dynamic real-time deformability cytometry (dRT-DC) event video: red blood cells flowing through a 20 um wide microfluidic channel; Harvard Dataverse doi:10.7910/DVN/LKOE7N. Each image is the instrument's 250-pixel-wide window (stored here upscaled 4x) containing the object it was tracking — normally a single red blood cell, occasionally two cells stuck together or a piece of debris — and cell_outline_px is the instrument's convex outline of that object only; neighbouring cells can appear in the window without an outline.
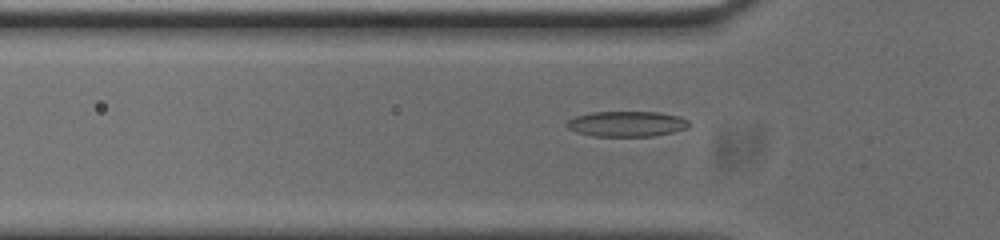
{"species": "common noctule bat (a hibernating species)", "species_latin": "Nyctalus noctula", "temperature_condition": "cold", "stored_images_in_passage": 53, "camera_frame_rate_fps": 3000, "um_per_image_px": 0.085, "animal": {"sex": "male", "body_mass_g": 20.0, "forearm_length_mm": 53.3}, "frame": {"image": 1, "passage_image": 16, "time_ms": 5.0, "image_size_px": [1000, 240], "cell_outline_px": [[688, 128], [672, 132], [652, 136], [592, 136], [576, 132], [568, 128], [564, 124], [568, 120], [576, 116], [592, 112], [660, 112], [676, 116], [688, 120]], "centroid_in_image_um": [53.23, 10.53], "position_along_channel_um": 72.6, "area_um2": 18.03}}
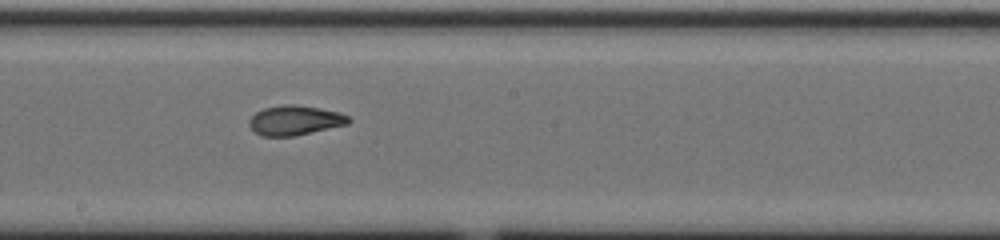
{"frame": {"image": 2, "passage_image": 28, "time_ms": 9.0, "image_size_px": [1000, 240], "cell_outline_px": [[352, 120], [348, 124], [292, 136], [260, 136], [248, 124], [248, 120], [256, 112], [264, 108], [284, 104], [292, 104], [320, 108], [340, 112], [348, 116]], "centroid_in_image_um": [25.07, 10.22], "position_along_channel_um": 223.1, "area_um2": 17.11}}
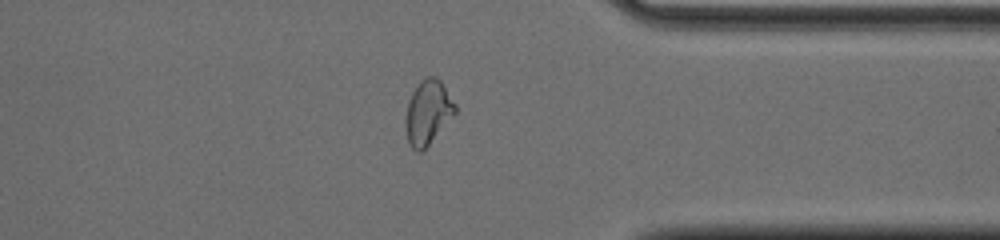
{"frame": {"image": 3, "passage_image": 41, "time_ms": 13.333, "image_size_px": [1000, 240], "cell_outline_px": [[456, 112], [428, 144], [420, 152], [416, 152], [412, 148], [408, 140], [404, 120], [408, 100], [412, 92], [420, 80], [424, 76], [436, 76], [440, 80], [456, 104]], "centroid_in_image_um": [36.35, 9.5], "position_along_channel_um": 375.1, "area_um2": 18.44}, "authors_computed_cell_mechanics": {"area_um2": 17.3978, "velocity_mm_per_s": 3.7501, "shape_relaxation_time_tau1_ms": 5.9314, "shape_relaxation_time_tau2_ms": 1.6995, "deformation_change_tau1": 0.1917, "deformation_change_tau2": 0.0807}}